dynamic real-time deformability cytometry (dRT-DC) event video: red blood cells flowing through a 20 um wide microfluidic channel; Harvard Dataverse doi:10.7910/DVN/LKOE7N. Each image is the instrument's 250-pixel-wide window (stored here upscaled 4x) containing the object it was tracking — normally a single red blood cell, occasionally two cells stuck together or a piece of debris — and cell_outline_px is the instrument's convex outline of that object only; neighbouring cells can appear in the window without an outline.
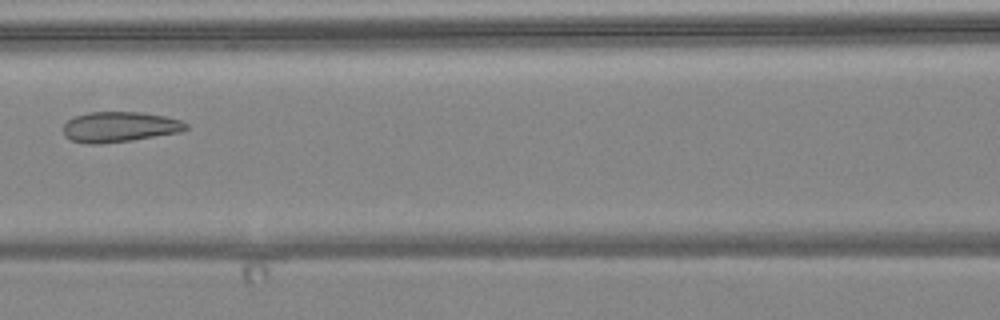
{"species": "common noctule bat (a hibernating species)", "species_latin": "Nyctalus noctula", "temperature_condition": "warm", "stored_images_in_passage": 6, "camera_frame_rate_fps": 3000, "um_per_image_px": 0.085, "animal": {"sex": "female", "body_mass_g": 24.6, "forearm_length_mm": 56.2}, "frame": {"image": 1, "passage_image": 6, "time_ms": 7.0, "image_size_px": [1000, 320], "cell_outline_px": [[188, 128], [180, 132], [132, 140], [100, 144], [88, 144], [72, 140], [64, 136], [64, 124], [68, 120], [76, 116], [88, 112], [144, 112], [164, 116], [180, 120], [188, 124]], "centroid_in_image_um": [10.17, 10.78], "position_along_channel_um": 156.4, "area_um2": 21.68}}